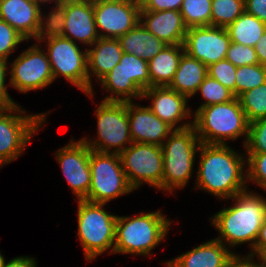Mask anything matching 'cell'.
<instances>
[{
	"instance_id": "6da1fadb",
	"label": "cell",
	"mask_w": 266,
	"mask_h": 267,
	"mask_svg": "<svg viewBox=\"0 0 266 267\" xmlns=\"http://www.w3.org/2000/svg\"><path fill=\"white\" fill-rule=\"evenodd\" d=\"M199 151L200 161L196 174L198 189L226 200L248 190L247 175H243L246 160L242 155L237 154L228 144L202 143Z\"/></svg>"
},
{
	"instance_id": "7a4b0ae2",
	"label": "cell",
	"mask_w": 266,
	"mask_h": 267,
	"mask_svg": "<svg viewBox=\"0 0 266 267\" xmlns=\"http://www.w3.org/2000/svg\"><path fill=\"white\" fill-rule=\"evenodd\" d=\"M233 206L215 213L211 221L221 237L215 238L225 246H237L249 242L252 248L260 228L266 220V199L247 190L235 195Z\"/></svg>"
},
{
	"instance_id": "3957f363",
	"label": "cell",
	"mask_w": 266,
	"mask_h": 267,
	"mask_svg": "<svg viewBox=\"0 0 266 267\" xmlns=\"http://www.w3.org/2000/svg\"><path fill=\"white\" fill-rule=\"evenodd\" d=\"M193 127L203 144L226 145V139L235 140L249 134V121L239 98L225 103L198 108L194 113Z\"/></svg>"
},
{
	"instance_id": "277c9868",
	"label": "cell",
	"mask_w": 266,
	"mask_h": 267,
	"mask_svg": "<svg viewBox=\"0 0 266 267\" xmlns=\"http://www.w3.org/2000/svg\"><path fill=\"white\" fill-rule=\"evenodd\" d=\"M170 225L161 211L117 216L113 253L151 255L152 249L165 239Z\"/></svg>"
},
{
	"instance_id": "5b68a950",
	"label": "cell",
	"mask_w": 266,
	"mask_h": 267,
	"mask_svg": "<svg viewBox=\"0 0 266 267\" xmlns=\"http://www.w3.org/2000/svg\"><path fill=\"white\" fill-rule=\"evenodd\" d=\"M167 139L161 146L163 178L162 186L159 189L172 192L175 188H183L190 180L195 153L199 152L202 142L193 126L174 130Z\"/></svg>"
},
{
	"instance_id": "8992f818",
	"label": "cell",
	"mask_w": 266,
	"mask_h": 267,
	"mask_svg": "<svg viewBox=\"0 0 266 267\" xmlns=\"http://www.w3.org/2000/svg\"><path fill=\"white\" fill-rule=\"evenodd\" d=\"M105 204L78 200V237L87 261L111 249L114 251L117 216L109 214Z\"/></svg>"
},
{
	"instance_id": "52a82bcc",
	"label": "cell",
	"mask_w": 266,
	"mask_h": 267,
	"mask_svg": "<svg viewBox=\"0 0 266 267\" xmlns=\"http://www.w3.org/2000/svg\"><path fill=\"white\" fill-rule=\"evenodd\" d=\"M89 166L91 187L84 200L107 204L116 197L134 191L127 181L118 153L90 149Z\"/></svg>"
},
{
	"instance_id": "ba28073f",
	"label": "cell",
	"mask_w": 266,
	"mask_h": 267,
	"mask_svg": "<svg viewBox=\"0 0 266 267\" xmlns=\"http://www.w3.org/2000/svg\"><path fill=\"white\" fill-rule=\"evenodd\" d=\"M14 105L0 107V166L8 164L23 153L31 137L45 122L48 113L26 115ZM16 115H15V114ZM20 115H19V114ZM24 114V115H22Z\"/></svg>"
},
{
	"instance_id": "9c48e42d",
	"label": "cell",
	"mask_w": 266,
	"mask_h": 267,
	"mask_svg": "<svg viewBox=\"0 0 266 267\" xmlns=\"http://www.w3.org/2000/svg\"><path fill=\"white\" fill-rule=\"evenodd\" d=\"M99 82L113 95L106 102H131L142 98L143 91L151 87L148 62L133 54L123 53L119 63Z\"/></svg>"
},
{
	"instance_id": "30bf717a",
	"label": "cell",
	"mask_w": 266,
	"mask_h": 267,
	"mask_svg": "<svg viewBox=\"0 0 266 267\" xmlns=\"http://www.w3.org/2000/svg\"><path fill=\"white\" fill-rule=\"evenodd\" d=\"M95 112L98 138L94 140L82 138L90 149L119 154L128 147L126 144L133 143L129 130L127 102L102 101Z\"/></svg>"
},
{
	"instance_id": "8fae6325",
	"label": "cell",
	"mask_w": 266,
	"mask_h": 267,
	"mask_svg": "<svg viewBox=\"0 0 266 267\" xmlns=\"http://www.w3.org/2000/svg\"><path fill=\"white\" fill-rule=\"evenodd\" d=\"M122 168L130 186L136 190L143 183L159 189L163 178L161 146L133 142L119 153Z\"/></svg>"
},
{
	"instance_id": "7c38bea8",
	"label": "cell",
	"mask_w": 266,
	"mask_h": 267,
	"mask_svg": "<svg viewBox=\"0 0 266 267\" xmlns=\"http://www.w3.org/2000/svg\"><path fill=\"white\" fill-rule=\"evenodd\" d=\"M45 40L54 81L58 76H62L88 95L87 49L81 52L75 42L63 36Z\"/></svg>"
},
{
	"instance_id": "4fadbf2b",
	"label": "cell",
	"mask_w": 266,
	"mask_h": 267,
	"mask_svg": "<svg viewBox=\"0 0 266 267\" xmlns=\"http://www.w3.org/2000/svg\"><path fill=\"white\" fill-rule=\"evenodd\" d=\"M93 10L100 38L118 39L140 22L139 0H93Z\"/></svg>"
},
{
	"instance_id": "5bb4252c",
	"label": "cell",
	"mask_w": 266,
	"mask_h": 267,
	"mask_svg": "<svg viewBox=\"0 0 266 267\" xmlns=\"http://www.w3.org/2000/svg\"><path fill=\"white\" fill-rule=\"evenodd\" d=\"M10 85L20 92L47 87L54 81L47 53L39 44L29 47L12 62Z\"/></svg>"
},
{
	"instance_id": "9a60e30c",
	"label": "cell",
	"mask_w": 266,
	"mask_h": 267,
	"mask_svg": "<svg viewBox=\"0 0 266 267\" xmlns=\"http://www.w3.org/2000/svg\"><path fill=\"white\" fill-rule=\"evenodd\" d=\"M231 39L226 28L201 26L187 29L184 52L207 67L226 58Z\"/></svg>"
},
{
	"instance_id": "2e32d148",
	"label": "cell",
	"mask_w": 266,
	"mask_h": 267,
	"mask_svg": "<svg viewBox=\"0 0 266 267\" xmlns=\"http://www.w3.org/2000/svg\"><path fill=\"white\" fill-rule=\"evenodd\" d=\"M72 140L55 154L74 195L78 200H84L91 187L90 148L82 139Z\"/></svg>"
},
{
	"instance_id": "e0dca14e",
	"label": "cell",
	"mask_w": 266,
	"mask_h": 267,
	"mask_svg": "<svg viewBox=\"0 0 266 267\" xmlns=\"http://www.w3.org/2000/svg\"><path fill=\"white\" fill-rule=\"evenodd\" d=\"M143 98H151V111L174 130H181L193 126V122H184L176 126L183 119L190 117L191 110L187 108L188 98L168 86L149 87L143 91Z\"/></svg>"
},
{
	"instance_id": "ac0fdd59",
	"label": "cell",
	"mask_w": 266,
	"mask_h": 267,
	"mask_svg": "<svg viewBox=\"0 0 266 267\" xmlns=\"http://www.w3.org/2000/svg\"><path fill=\"white\" fill-rule=\"evenodd\" d=\"M130 136L133 142L162 146L174 129L157 117L148 106L127 102ZM164 140V141H163Z\"/></svg>"
},
{
	"instance_id": "d6986e66",
	"label": "cell",
	"mask_w": 266,
	"mask_h": 267,
	"mask_svg": "<svg viewBox=\"0 0 266 267\" xmlns=\"http://www.w3.org/2000/svg\"><path fill=\"white\" fill-rule=\"evenodd\" d=\"M66 19L63 37L91 46L99 35L96 30L93 0H64Z\"/></svg>"
},
{
	"instance_id": "ffe728a7",
	"label": "cell",
	"mask_w": 266,
	"mask_h": 267,
	"mask_svg": "<svg viewBox=\"0 0 266 267\" xmlns=\"http://www.w3.org/2000/svg\"><path fill=\"white\" fill-rule=\"evenodd\" d=\"M40 7L34 0H0V19L27 40L36 38L41 21Z\"/></svg>"
},
{
	"instance_id": "44dd1931",
	"label": "cell",
	"mask_w": 266,
	"mask_h": 267,
	"mask_svg": "<svg viewBox=\"0 0 266 267\" xmlns=\"http://www.w3.org/2000/svg\"><path fill=\"white\" fill-rule=\"evenodd\" d=\"M140 23L167 45H183L187 27L180 11H140Z\"/></svg>"
},
{
	"instance_id": "7402d4cb",
	"label": "cell",
	"mask_w": 266,
	"mask_h": 267,
	"mask_svg": "<svg viewBox=\"0 0 266 267\" xmlns=\"http://www.w3.org/2000/svg\"><path fill=\"white\" fill-rule=\"evenodd\" d=\"M91 46L93 48L87 49V63L89 79L88 96L92 98L94 91L91 76H96L97 80L100 81L119 63L123 50L118 39L112 38L99 37Z\"/></svg>"
},
{
	"instance_id": "603a6c76",
	"label": "cell",
	"mask_w": 266,
	"mask_h": 267,
	"mask_svg": "<svg viewBox=\"0 0 266 267\" xmlns=\"http://www.w3.org/2000/svg\"><path fill=\"white\" fill-rule=\"evenodd\" d=\"M232 254L222 242L212 239L164 264L167 267H219Z\"/></svg>"
},
{
	"instance_id": "cb8c5ba5",
	"label": "cell",
	"mask_w": 266,
	"mask_h": 267,
	"mask_svg": "<svg viewBox=\"0 0 266 267\" xmlns=\"http://www.w3.org/2000/svg\"><path fill=\"white\" fill-rule=\"evenodd\" d=\"M207 76L208 67L184 52L168 87L190 98L198 92L199 86Z\"/></svg>"
},
{
	"instance_id": "d4e9b609",
	"label": "cell",
	"mask_w": 266,
	"mask_h": 267,
	"mask_svg": "<svg viewBox=\"0 0 266 267\" xmlns=\"http://www.w3.org/2000/svg\"><path fill=\"white\" fill-rule=\"evenodd\" d=\"M123 53L133 54L144 61L154 58L167 44L149 32L140 22L118 38Z\"/></svg>"
},
{
	"instance_id": "484cf974",
	"label": "cell",
	"mask_w": 266,
	"mask_h": 267,
	"mask_svg": "<svg viewBox=\"0 0 266 267\" xmlns=\"http://www.w3.org/2000/svg\"><path fill=\"white\" fill-rule=\"evenodd\" d=\"M184 53L183 45H166L148 61L151 87L169 86Z\"/></svg>"
},
{
	"instance_id": "4316f807",
	"label": "cell",
	"mask_w": 266,
	"mask_h": 267,
	"mask_svg": "<svg viewBox=\"0 0 266 267\" xmlns=\"http://www.w3.org/2000/svg\"><path fill=\"white\" fill-rule=\"evenodd\" d=\"M226 30L231 42L255 47L266 31V24L244 11Z\"/></svg>"
},
{
	"instance_id": "83f0119b",
	"label": "cell",
	"mask_w": 266,
	"mask_h": 267,
	"mask_svg": "<svg viewBox=\"0 0 266 267\" xmlns=\"http://www.w3.org/2000/svg\"><path fill=\"white\" fill-rule=\"evenodd\" d=\"M212 0H183L180 13L187 28L211 26Z\"/></svg>"
},
{
	"instance_id": "f1b7e54d",
	"label": "cell",
	"mask_w": 266,
	"mask_h": 267,
	"mask_svg": "<svg viewBox=\"0 0 266 267\" xmlns=\"http://www.w3.org/2000/svg\"><path fill=\"white\" fill-rule=\"evenodd\" d=\"M244 11V0H212L211 26L227 28Z\"/></svg>"
},
{
	"instance_id": "f546056e",
	"label": "cell",
	"mask_w": 266,
	"mask_h": 267,
	"mask_svg": "<svg viewBox=\"0 0 266 267\" xmlns=\"http://www.w3.org/2000/svg\"><path fill=\"white\" fill-rule=\"evenodd\" d=\"M238 98L249 123L266 118V82L245 91Z\"/></svg>"
},
{
	"instance_id": "4dcf8cb0",
	"label": "cell",
	"mask_w": 266,
	"mask_h": 267,
	"mask_svg": "<svg viewBox=\"0 0 266 267\" xmlns=\"http://www.w3.org/2000/svg\"><path fill=\"white\" fill-rule=\"evenodd\" d=\"M48 17L43 21L44 16L41 11V21L36 40L42 42L44 39L62 37L65 19H66V6L64 0L60 3H56V6L52 8L48 13Z\"/></svg>"
},
{
	"instance_id": "1f68e13d",
	"label": "cell",
	"mask_w": 266,
	"mask_h": 267,
	"mask_svg": "<svg viewBox=\"0 0 266 267\" xmlns=\"http://www.w3.org/2000/svg\"><path fill=\"white\" fill-rule=\"evenodd\" d=\"M266 82V66L253 64L237 67L235 75V97L245 91L258 87Z\"/></svg>"
},
{
	"instance_id": "d6a6232c",
	"label": "cell",
	"mask_w": 266,
	"mask_h": 267,
	"mask_svg": "<svg viewBox=\"0 0 266 267\" xmlns=\"http://www.w3.org/2000/svg\"><path fill=\"white\" fill-rule=\"evenodd\" d=\"M198 91L201 93L202 98L205 99L204 103L201 104L199 108L225 103L236 98L231 90L209 75L201 83Z\"/></svg>"
},
{
	"instance_id": "836d02e7",
	"label": "cell",
	"mask_w": 266,
	"mask_h": 267,
	"mask_svg": "<svg viewBox=\"0 0 266 267\" xmlns=\"http://www.w3.org/2000/svg\"><path fill=\"white\" fill-rule=\"evenodd\" d=\"M27 40L6 21L0 19V59L7 61L16 46Z\"/></svg>"
},
{
	"instance_id": "e575fe53",
	"label": "cell",
	"mask_w": 266,
	"mask_h": 267,
	"mask_svg": "<svg viewBox=\"0 0 266 267\" xmlns=\"http://www.w3.org/2000/svg\"><path fill=\"white\" fill-rule=\"evenodd\" d=\"M237 67L226 58L208 66V75L216 79L235 95V75Z\"/></svg>"
},
{
	"instance_id": "d590c367",
	"label": "cell",
	"mask_w": 266,
	"mask_h": 267,
	"mask_svg": "<svg viewBox=\"0 0 266 267\" xmlns=\"http://www.w3.org/2000/svg\"><path fill=\"white\" fill-rule=\"evenodd\" d=\"M246 153H266V118L249 123Z\"/></svg>"
},
{
	"instance_id": "8d00e7d4",
	"label": "cell",
	"mask_w": 266,
	"mask_h": 267,
	"mask_svg": "<svg viewBox=\"0 0 266 267\" xmlns=\"http://www.w3.org/2000/svg\"><path fill=\"white\" fill-rule=\"evenodd\" d=\"M247 162V181L257 183L266 192V153H245Z\"/></svg>"
},
{
	"instance_id": "74e56055",
	"label": "cell",
	"mask_w": 266,
	"mask_h": 267,
	"mask_svg": "<svg viewBox=\"0 0 266 267\" xmlns=\"http://www.w3.org/2000/svg\"><path fill=\"white\" fill-rule=\"evenodd\" d=\"M226 59L236 67L259 64L254 47L244 46L234 42H231L227 50Z\"/></svg>"
},
{
	"instance_id": "f35d334b",
	"label": "cell",
	"mask_w": 266,
	"mask_h": 267,
	"mask_svg": "<svg viewBox=\"0 0 266 267\" xmlns=\"http://www.w3.org/2000/svg\"><path fill=\"white\" fill-rule=\"evenodd\" d=\"M140 11H180L183 0H139Z\"/></svg>"
},
{
	"instance_id": "ab89813d",
	"label": "cell",
	"mask_w": 266,
	"mask_h": 267,
	"mask_svg": "<svg viewBox=\"0 0 266 267\" xmlns=\"http://www.w3.org/2000/svg\"><path fill=\"white\" fill-rule=\"evenodd\" d=\"M7 66V61L0 59V107L17 105L16 102L10 98L7 92V87H5L6 70L9 68Z\"/></svg>"
},
{
	"instance_id": "60d3db41",
	"label": "cell",
	"mask_w": 266,
	"mask_h": 267,
	"mask_svg": "<svg viewBox=\"0 0 266 267\" xmlns=\"http://www.w3.org/2000/svg\"><path fill=\"white\" fill-rule=\"evenodd\" d=\"M245 12L266 24V0H244Z\"/></svg>"
},
{
	"instance_id": "b9f144b4",
	"label": "cell",
	"mask_w": 266,
	"mask_h": 267,
	"mask_svg": "<svg viewBox=\"0 0 266 267\" xmlns=\"http://www.w3.org/2000/svg\"><path fill=\"white\" fill-rule=\"evenodd\" d=\"M266 248V220L263 222L258 238L255 242L254 247L252 248V252L249 253V255L253 258L254 256L257 257V255Z\"/></svg>"
},
{
	"instance_id": "7bdbcfd3",
	"label": "cell",
	"mask_w": 266,
	"mask_h": 267,
	"mask_svg": "<svg viewBox=\"0 0 266 267\" xmlns=\"http://www.w3.org/2000/svg\"><path fill=\"white\" fill-rule=\"evenodd\" d=\"M36 261L33 257L20 256L4 262L3 267H36Z\"/></svg>"
},
{
	"instance_id": "ee69618b",
	"label": "cell",
	"mask_w": 266,
	"mask_h": 267,
	"mask_svg": "<svg viewBox=\"0 0 266 267\" xmlns=\"http://www.w3.org/2000/svg\"><path fill=\"white\" fill-rule=\"evenodd\" d=\"M241 256H237L236 253L233 252V254L225 260L219 267H248L249 266V254L246 256H243V258H240ZM245 257V258H244Z\"/></svg>"
},
{
	"instance_id": "f6af8a7d",
	"label": "cell",
	"mask_w": 266,
	"mask_h": 267,
	"mask_svg": "<svg viewBox=\"0 0 266 267\" xmlns=\"http://www.w3.org/2000/svg\"><path fill=\"white\" fill-rule=\"evenodd\" d=\"M254 48L259 60V64L266 66V31L257 41Z\"/></svg>"
},
{
	"instance_id": "bcb514c9",
	"label": "cell",
	"mask_w": 266,
	"mask_h": 267,
	"mask_svg": "<svg viewBox=\"0 0 266 267\" xmlns=\"http://www.w3.org/2000/svg\"><path fill=\"white\" fill-rule=\"evenodd\" d=\"M259 261L266 266V248L263 249L258 255Z\"/></svg>"
},
{
	"instance_id": "7dc6e473",
	"label": "cell",
	"mask_w": 266,
	"mask_h": 267,
	"mask_svg": "<svg viewBox=\"0 0 266 267\" xmlns=\"http://www.w3.org/2000/svg\"><path fill=\"white\" fill-rule=\"evenodd\" d=\"M252 257L249 255V266L248 267H266L265 265H263L261 262L258 263H254V260L252 261Z\"/></svg>"
},
{
	"instance_id": "c3c4849f",
	"label": "cell",
	"mask_w": 266,
	"mask_h": 267,
	"mask_svg": "<svg viewBox=\"0 0 266 267\" xmlns=\"http://www.w3.org/2000/svg\"><path fill=\"white\" fill-rule=\"evenodd\" d=\"M34 1L37 2V3H39V4L44 3V2L46 3V2H49V1H50V2L53 1V2H55V4H56V3H60V2H62L63 0H34Z\"/></svg>"
},
{
	"instance_id": "681fc988",
	"label": "cell",
	"mask_w": 266,
	"mask_h": 267,
	"mask_svg": "<svg viewBox=\"0 0 266 267\" xmlns=\"http://www.w3.org/2000/svg\"><path fill=\"white\" fill-rule=\"evenodd\" d=\"M4 262H5V258H4L3 255L0 253V267H3Z\"/></svg>"
}]
</instances>
